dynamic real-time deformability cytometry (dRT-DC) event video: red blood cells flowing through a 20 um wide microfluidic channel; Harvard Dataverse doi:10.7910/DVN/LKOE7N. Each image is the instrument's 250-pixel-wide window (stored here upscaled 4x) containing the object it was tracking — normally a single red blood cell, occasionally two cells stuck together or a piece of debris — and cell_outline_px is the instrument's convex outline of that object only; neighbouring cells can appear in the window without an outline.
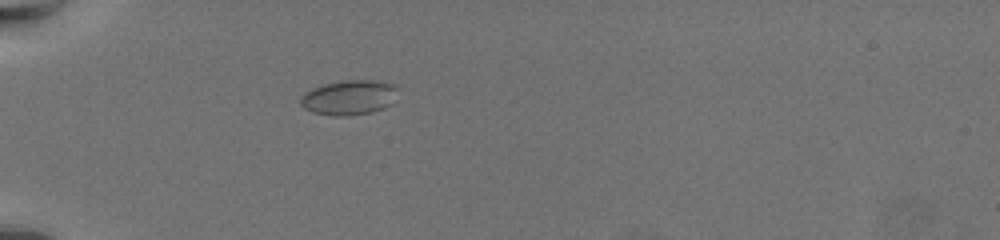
{"species": "common noctule bat (a hibernating species)", "species_latin": "Nyctalus noctula", "temperature_condition": "warm", "stored_images_in_passage": 30, "camera_frame_rate_fps": 3000, "um_per_image_px": 0.085, "animal": {"sex": "female", "body_mass_g": 19.5, "forearm_length_mm": 54.1}, "frame": {"image": 1, "passage_image": 1, "time_ms": 0.0, "image_size_px": [1000, 240], "cell_outline_px": [[396, 88], [392, 104], [384, 108], [372, 112], [348, 116], [332, 116], [312, 112], [304, 108], [300, 104], [300, 96], [304, 92], [312, 88], [324, 84], [344, 80], [380, 80], [396, 84]], "centroid_in_image_um": [29.65, 8.28], "position_along_channel_um": 55.3, "area_um2": 20.0}}
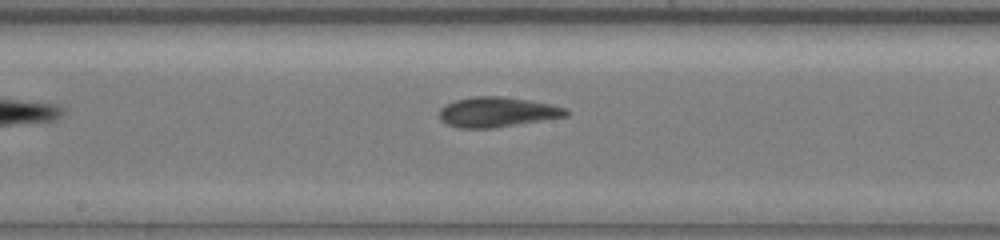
{"frame": {"image": 2, "passage_image": 10, "time_ms": 3.0, "image_size_px": [1000, 240], "cell_outline_px": [[568, 116], [492, 128], [460, 128], [448, 124], [440, 120], [440, 108], [456, 100], [472, 96], [500, 96], [528, 100], [552, 104], [568, 108]], "centroid_in_image_um": [42.28, 9.52], "position_along_channel_um": 205.9, "area_um2": 22.02}}
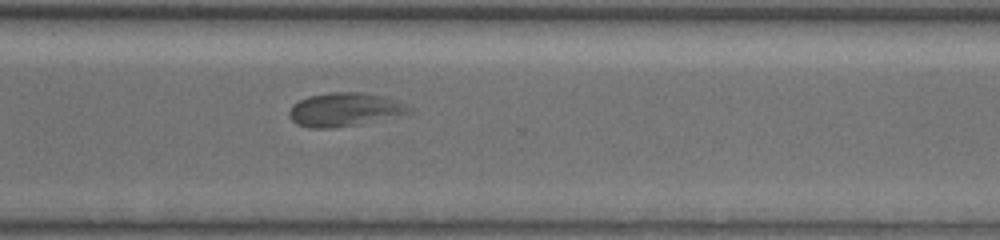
{"frame": {"image": 3, "passage_image": 22, "time_ms": 7.0, "image_size_px": [1000, 240], "cell_outline_px": [[412, 112], [352, 124], [328, 128], [308, 128], [296, 124], [292, 120], [288, 112], [292, 104], [308, 96], [328, 92], [360, 92], [384, 96], [396, 100], [404, 104]], "centroid_in_image_um": [29.19, 9.29], "position_along_channel_um": 341.4, "area_um2": 22.83}}